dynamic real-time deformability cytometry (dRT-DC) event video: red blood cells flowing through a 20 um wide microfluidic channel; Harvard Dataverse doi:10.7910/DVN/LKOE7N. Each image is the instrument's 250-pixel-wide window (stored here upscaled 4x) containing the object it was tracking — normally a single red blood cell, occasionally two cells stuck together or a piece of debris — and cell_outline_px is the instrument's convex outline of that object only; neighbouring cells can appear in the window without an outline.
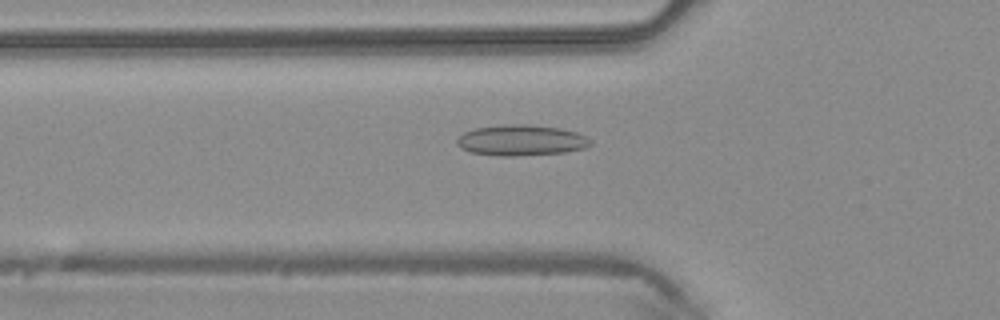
{"species": "common noctule bat (a hibernating species)", "species_latin": "Nyctalus noctula", "temperature_condition": "warm", "stored_images_in_passage": 47, "camera_frame_rate_fps": 3000, "um_per_image_px": 0.085, "animal": {"sex": "male", "body_mass_g": 20.4}, "frame": {"image": 1, "passage_image": 16, "time_ms": 5.0, "image_size_px": [1000, 320], "cell_outline_px": [[592, 144], [584, 148], [564, 152], [516, 156], [500, 156], [472, 152], [460, 148], [456, 144], [456, 140], [464, 132], [472, 128], [504, 124], [524, 124], [560, 128], [576, 132], [592, 140]], "centroid_in_image_um": [44.27, 11.92], "position_along_channel_um": 81.5, "area_um2": 23.99}}
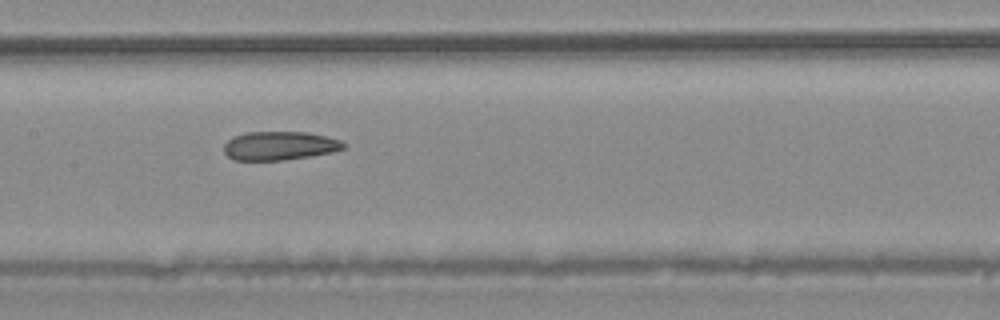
{"frame": {"image": 2, "passage_image": 23, "time_ms": 7.333, "image_size_px": [1000, 320], "cell_outline_px": [[344, 148], [332, 152], [284, 160], [232, 160], [224, 152], [224, 144], [232, 136], [248, 132], [308, 132], [328, 136], [340, 140], [344, 144]], "centroid_in_image_um": [23.74, 12.38], "position_along_channel_um": 183.7, "area_um2": 20.0}}
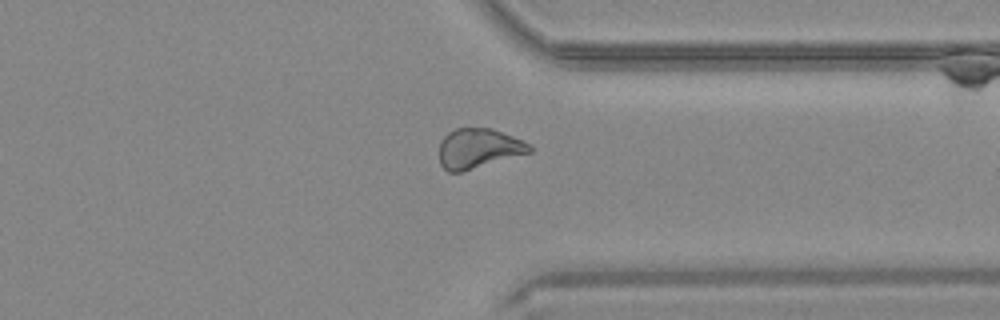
{"frame": {"image": 3, "passage_image": 36, "time_ms": 11.667, "image_size_px": [1000, 320], "cell_outline_px": [[532, 152], [460, 172], [448, 172], [440, 164], [440, 140], [448, 132], [456, 128], [492, 128], [524, 140], [532, 144]], "centroid_in_image_um": [40.69, 12.6], "position_along_channel_um": 370.7, "area_um2": 21.04}}